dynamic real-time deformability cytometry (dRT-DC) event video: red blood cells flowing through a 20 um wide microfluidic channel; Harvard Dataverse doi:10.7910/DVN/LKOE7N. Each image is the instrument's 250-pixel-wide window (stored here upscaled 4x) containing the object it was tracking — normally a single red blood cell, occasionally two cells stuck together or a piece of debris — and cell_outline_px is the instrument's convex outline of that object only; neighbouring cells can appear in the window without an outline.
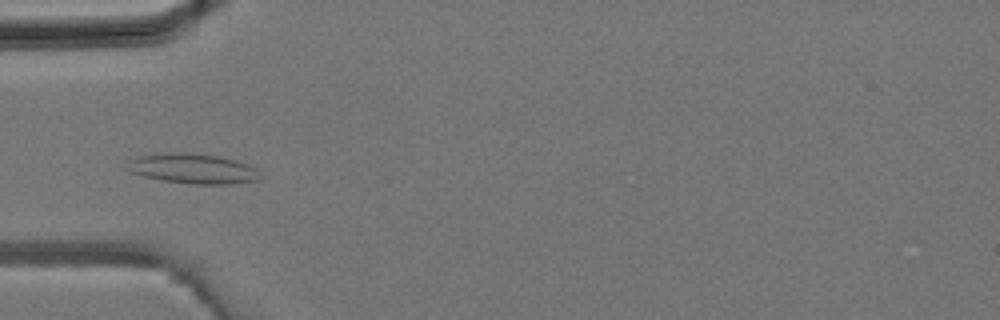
{"species": "common noctule bat (a hibernating species)", "species_latin": "Nyctalus noctula", "temperature_condition": "room temperature", "stored_images_in_passage": 2, "camera_frame_rate_fps": 3000, "um_per_image_px": 0.085, "animal": {"sex": "male", "body_mass_g": 19.2, "forearm_length_mm": 51.8}, "frame": {"image": 1, "passage_image": 2, "time_ms": 0.333, "image_size_px": [1000, 320], "cell_outline_px": [[264, 176], [260, 180], [228, 184], [192, 184], [164, 180], [144, 176], [128, 172], [124, 168], [128, 160], [136, 156], [164, 152], [184, 152], [220, 156], [236, 160], [248, 164], [256, 168]], "centroid_in_image_um": [16.38, 14.32], "position_along_channel_um": 68.6, "area_um2": 23.76}}